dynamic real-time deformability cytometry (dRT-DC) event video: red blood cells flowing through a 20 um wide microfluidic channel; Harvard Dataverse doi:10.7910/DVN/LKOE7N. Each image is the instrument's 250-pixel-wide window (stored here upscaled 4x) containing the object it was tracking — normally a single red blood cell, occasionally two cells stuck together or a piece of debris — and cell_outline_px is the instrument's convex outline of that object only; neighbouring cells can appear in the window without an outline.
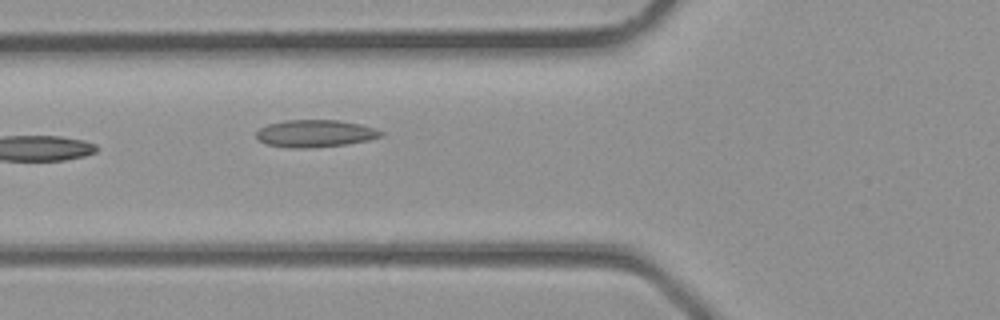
{"species": "common noctule bat (a hibernating species)", "species_latin": "Nyctalus noctula", "temperature_condition": "room temperature", "stored_images_in_passage": 5, "camera_frame_rate_fps": 3000, "um_per_image_px": 0.085, "animal": {"sex": "male", "body_mass_g": 23.1, "forearm_length_mm": 52.7}, "frame": {"image": 1, "passage_image": 4, "time_ms": 1.0, "image_size_px": [1000, 320], "cell_outline_px": [[384, 132], [380, 136], [368, 140], [348, 144], [312, 148], [288, 148], [264, 144], [256, 140], [256, 132], [260, 128], [268, 124], [284, 120], [340, 120], [360, 124], [376, 128]], "centroid_in_image_um": [26.75, 11.35], "position_along_channel_um": 99.1, "area_um2": 20.11}}